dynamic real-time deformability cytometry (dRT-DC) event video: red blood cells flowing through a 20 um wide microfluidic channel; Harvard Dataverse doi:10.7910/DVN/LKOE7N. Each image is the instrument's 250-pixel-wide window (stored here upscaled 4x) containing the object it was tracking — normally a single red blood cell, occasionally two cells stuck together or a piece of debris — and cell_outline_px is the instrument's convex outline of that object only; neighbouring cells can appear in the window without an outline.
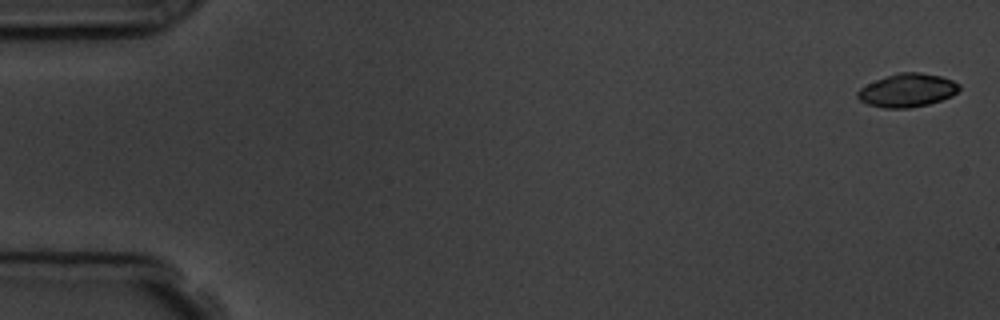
{"species": "common noctule bat (a hibernating species)", "species_latin": "Nyctalus noctula", "temperature_condition": "room temperature", "stored_images_in_passage": 6, "camera_frame_rate_fps": 3000, "um_per_image_px": 0.085, "animal": {"sex": "male", "body_mass_g": 19.5, "forearm_length_mm": 54.6}, "frame": {"image": 1, "passage_image": 1, "time_ms": 0.0, "image_size_px": [1000, 320], "cell_outline_px": [[960, 88], [952, 96], [928, 104], [908, 108], [884, 108], [868, 104], [860, 100], [856, 96], [856, 92], [860, 88], [876, 80], [900, 72], [920, 72], [940, 76], [952, 80], [960, 84]], "centroid_in_image_um": [77.12, 7.68], "position_along_channel_um": 7.9, "area_um2": 19.59}}
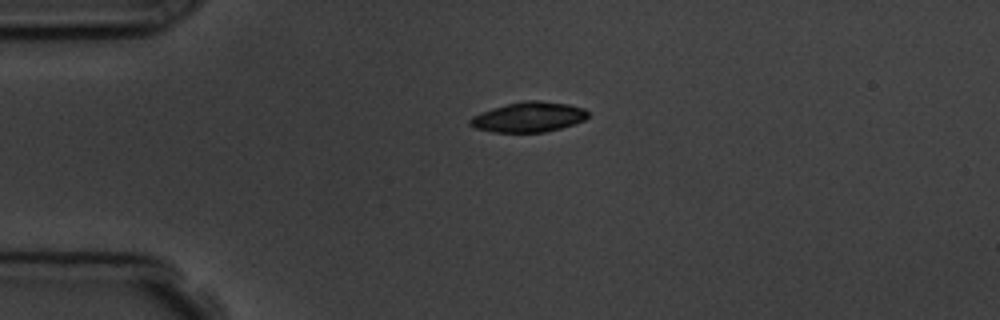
{"frame": {"image": 2, "passage_image": 4, "time_ms": 4.0, "image_size_px": [1000, 320], "cell_outline_px": [[588, 116], [584, 120], [560, 128], [544, 132], [492, 132], [476, 128], [468, 124], [468, 120], [472, 116], [480, 112], [492, 108], [520, 100], [540, 100], [568, 104], [584, 108], [588, 112]], "centroid_in_image_um": [44.9, 9.93], "position_along_channel_um": 40.1, "area_um2": 20.75}}